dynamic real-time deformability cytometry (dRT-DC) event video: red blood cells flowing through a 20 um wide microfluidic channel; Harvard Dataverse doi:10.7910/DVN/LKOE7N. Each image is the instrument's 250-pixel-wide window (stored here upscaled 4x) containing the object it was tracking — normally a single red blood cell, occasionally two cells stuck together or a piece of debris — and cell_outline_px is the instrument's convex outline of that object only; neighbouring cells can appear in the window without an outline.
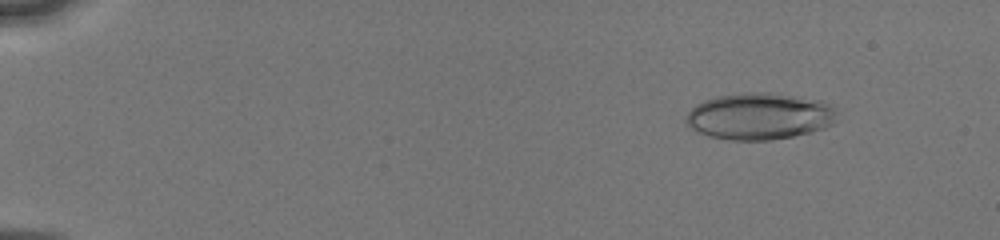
{"species": "human", "species_latin": "Homo sapiens", "temperature_condition": "cold", "stored_images_in_passage": 11, "camera_frame_rate_fps": 3000, "um_per_image_px": 0.085, "donor": {"sex": "male"}, "frame": {"image": 1, "passage_image": 1, "time_ms": 0.0, "image_size_px": [1000, 240], "cell_outline_px": [[836, 108], [832, 124], [824, 128], [812, 132], [772, 140], [728, 140], [708, 136], [684, 124], [684, 120], [688, 112], [696, 104], [704, 100], [716, 96], [748, 92], [768, 92], [820, 100]], "centroid_in_image_um": [64.51, 9.88], "position_along_channel_um": 20.5, "area_um2": 41.1}}
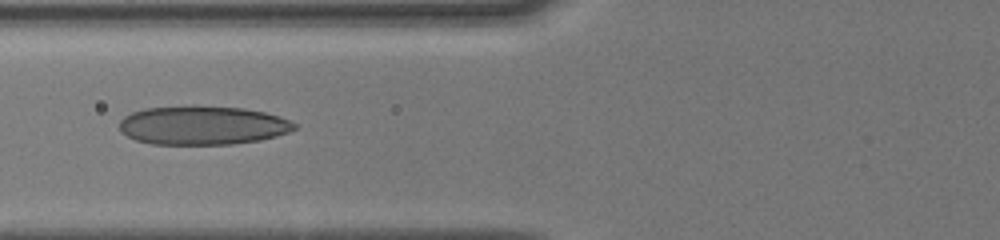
{"frame": {"image": 2, "passage_image": 8, "time_ms": 5.333, "image_size_px": [1000, 240], "cell_outline_px": [[296, 128], [288, 132], [276, 136], [260, 140], [232, 144], [152, 144], [136, 140], [120, 132], [120, 120], [124, 116], [132, 112], [144, 108], [192, 104], [196, 104], [244, 108], [264, 112], [280, 116], [296, 124]], "centroid_in_image_um": [17.2, 10.63], "position_along_channel_um": 108.6, "area_um2": 40.17}}
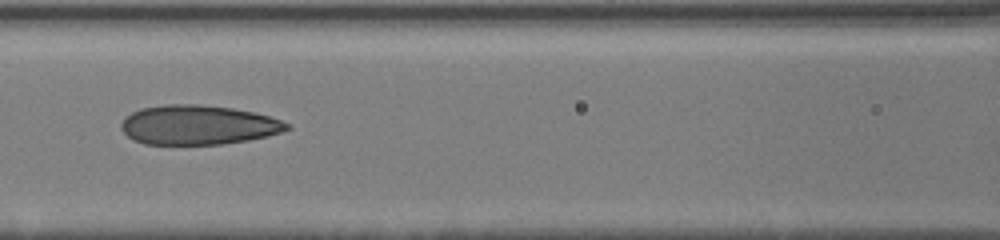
{"frame": {"image": 3, "passage_image": 10, "time_ms": 6.333, "image_size_px": [1000, 240], "cell_outline_px": [[292, 128], [268, 136], [248, 140], [220, 144], [144, 144], [132, 140], [120, 128], [120, 124], [124, 116], [140, 108], [164, 104], [200, 104], [232, 108], [256, 112], [292, 124]], "centroid_in_image_um": [16.82, 10.61], "position_along_channel_um": 149.8, "area_um2": 38.44}}